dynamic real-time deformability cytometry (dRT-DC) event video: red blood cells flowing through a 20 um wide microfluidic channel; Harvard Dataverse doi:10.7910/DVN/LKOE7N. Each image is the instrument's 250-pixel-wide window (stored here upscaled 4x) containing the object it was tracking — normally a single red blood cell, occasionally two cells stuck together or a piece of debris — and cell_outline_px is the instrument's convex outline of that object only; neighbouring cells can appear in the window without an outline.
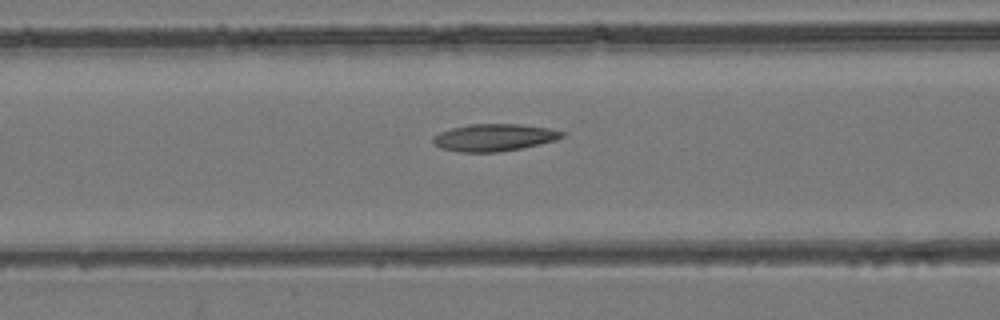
{"species": "common noctule bat (a hibernating species)", "species_latin": "Nyctalus noctula", "temperature_condition": "room temperature", "stored_images_in_passage": 46, "camera_frame_rate_fps": 3000, "um_per_image_px": 0.085, "animal": {"sex": "female", "body_mass_g": 24.6, "forearm_length_mm": 56.2}, "frame": {"image": 1, "passage_image": 17, "time_ms": 5.333, "image_size_px": [1000, 320], "cell_outline_px": [[564, 136], [556, 140], [540, 144], [500, 152], [460, 152], [440, 148], [432, 144], [432, 136], [440, 132], [452, 128], [468, 124], [520, 124], [552, 128], [564, 132]], "centroid_in_image_um": [41.98, 11.68], "position_along_channel_um": 124.6, "area_um2": 20.63}}
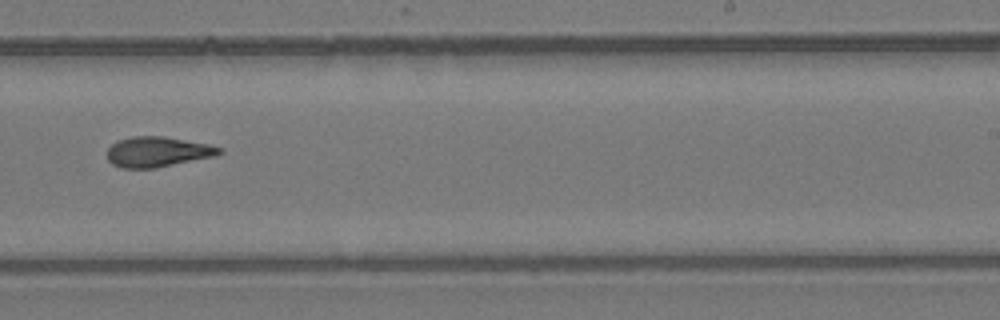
{"frame": {"image": 2, "passage_image": 28, "time_ms": 9.0, "image_size_px": [1000, 320], "cell_outline_px": [[224, 152], [216, 156], [156, 168], [120, 168], [112, 164], [108, 160], [108, 148], [116, 140], [132, 136], [164, 136], [208, 144], [224, 148]], "centroid_in_image_um": [13.41, 12.9], "position_along_channel_um": 275.6, "area_um2": 20.0}}
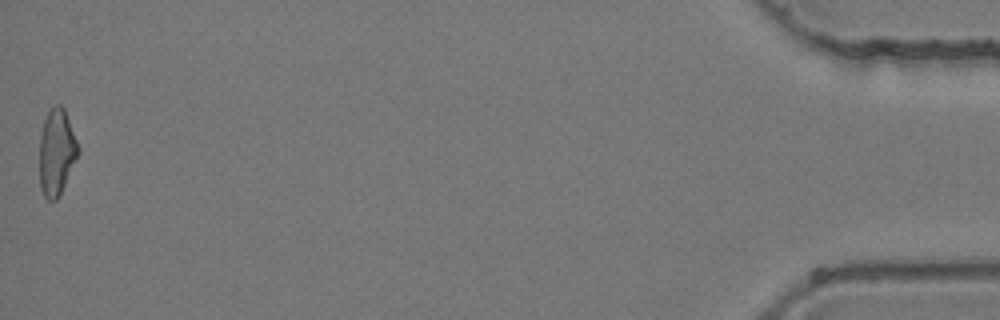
{"frame": {"image": 3, "passage_image": 46, "time_ms": 15.0, "image_size_px": [1000, 320], "cell_outline_px": [[80, 152], [60, 196], [56, 200], [48, 200], [44, 196], [40, 188], [40, 132], [44, 120], [48, 112], [56, 104], [60, 104], [64, 108], [80, 148]], "centroid_in_image_um": [4.82, 12.95], "position_along_channel_um": 430.4, "area_um2": 19.59}}